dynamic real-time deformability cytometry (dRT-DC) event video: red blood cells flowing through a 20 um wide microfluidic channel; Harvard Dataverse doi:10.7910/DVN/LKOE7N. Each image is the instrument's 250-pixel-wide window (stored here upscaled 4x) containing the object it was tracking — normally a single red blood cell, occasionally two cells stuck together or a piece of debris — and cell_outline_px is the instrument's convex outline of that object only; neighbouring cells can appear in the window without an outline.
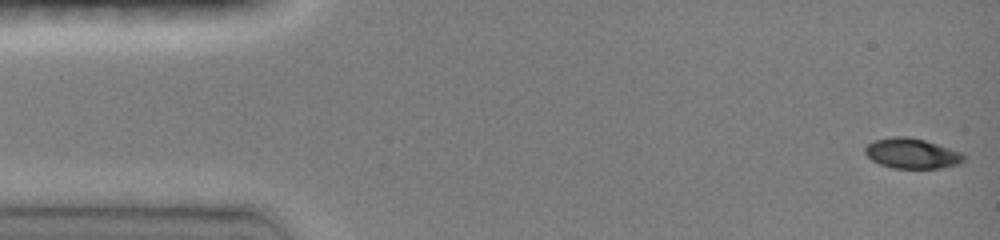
{"species": "common noctule bat (a hibernating species)", "species_latin": "Nyctalus noctula", "temperature_condition": "room temperature", "stored_images_in_passage": 47, "camera_frame_rate_fps": 3000, "um_per_image_px": 0.085, "animal": {"sex": "female", "body_mass_g": 19.0, "forearm_length_mm": 51.5}, "frame": {"image": 1, "passage_image": 1, "time_ms": 0.0, "image_size_px": [1000, 240], "cell_outline_px": [[964, 160], [956, 164], [940, 168], [892, 168], [880, 164], [872, 160], [864, 152], [864, 148], [872, 140], [892, 136], [908, 136], [924, 140], [960, 152], [964, 156]], "centroid_in_image_um": [77.44, 13.03], "position_along_channel_um": 7.6, "area_um2": 17.22}}
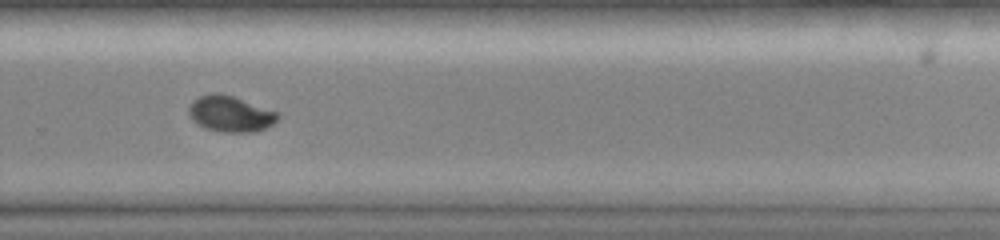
{"frame": {"image": 2, "passage_image": 32, "time_ms": 10.333, "image_size_px": [1000, 240], "cell_outline_px": [[280, 116], [272, 124], [264, 128], [252, 132], [220, 132], [196, 124], [192, 120], [188, 112], [188, 108], [192, 100], [200, 96], [212, 92], [220, 92], [280, 112]], "centroid_in_image_um": [19.56, 9.66], "position_along_channel_um": 310.2, "area_um2": 18.73}}
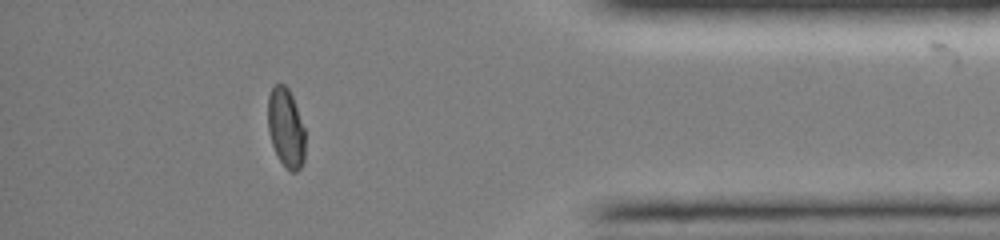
{"frame": {"image": 3, "passage_image": 41, "time_ms": 13.333, "image_size_px": [1000, 240], "cell_outline_px": [[304, 160], [300, 168], [296, 172], [292, 172], [280, 160], [272, 144], [268, 132], [268, 96], [272, 88], [276, 84], [284, 84], [288, 88], [292, 96], [304, 128]], "centroid_in_image_um": [24.29, 10.85], "position_along_channel_um": 410.9, "area_um2": 16.94}, "authors_computed_cell_mechanics": {"area_um2": 18.5538, "velocity_mm_per_s": 4.0873, "shape_relaxation_time_tau1_ms": 7.3066, "shape_relaxation_time_tau2_ms": null, "deformation_change_tau1": 0.2337, "deformation_change_tau2": null}}